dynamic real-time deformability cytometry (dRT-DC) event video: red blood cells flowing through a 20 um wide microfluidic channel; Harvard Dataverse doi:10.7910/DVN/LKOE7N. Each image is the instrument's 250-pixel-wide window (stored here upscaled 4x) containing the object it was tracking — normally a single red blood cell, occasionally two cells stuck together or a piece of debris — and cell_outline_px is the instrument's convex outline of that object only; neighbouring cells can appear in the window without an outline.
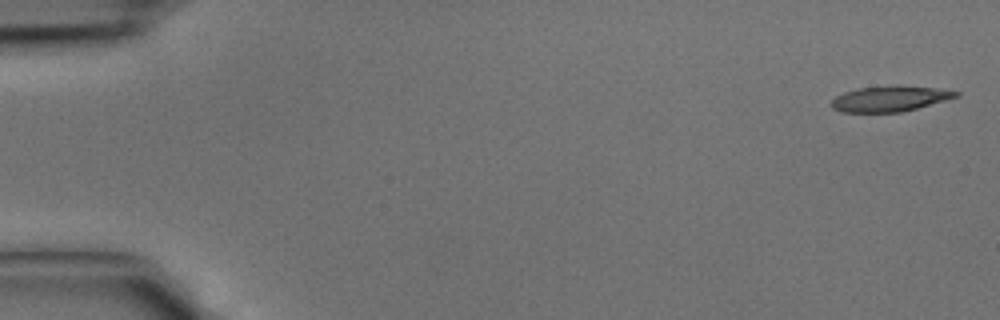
{"species": "common noctule bat (a hibernating species)", "species_latin": "Nyctalus noctula", "temperature_condition": "cold", "stored_images_in_passage": 42, "camera_frame_rate_fps": 3000, "um_per_image_px": 0.085, "animal": {"sex": "male", "body_mass_g": 15.6}, "frame": {"image": 1, "passage_image": 1, "time_ms": 0.0, "image_size_px": [1000, 320], "cell_outline_px": [[960, 96], [916, 108], [900, 112], [844, 112], [832, 108], [832, 100], [836, 96], [844, 92], [856, 88], [900, 84], [936, 88], [960, 92]], "centroid_in_image_um": [75.65, 8.37], "position_along_channel_um": 9.4, "area_um2": 18.61}}
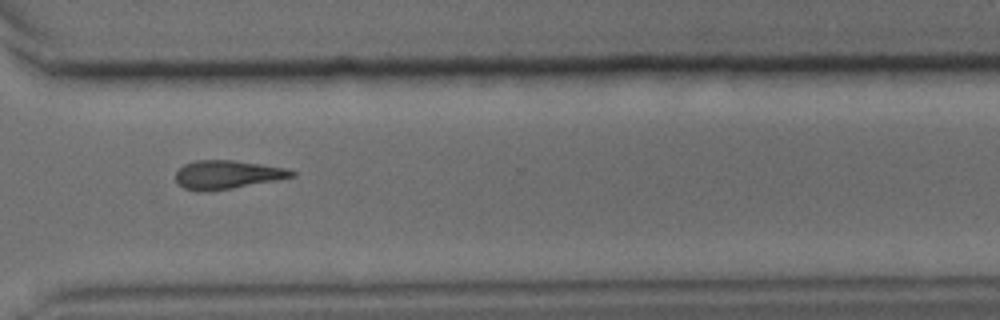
{"frame": {"image": 2, "passage_image": 31, "time_ms": 10.0, "image_size_px": [1000, 320], "cell_outline_px": [[296, 176], [276, 180], [232, 188], [208, 192], [196, 192], [184, 188], [176, 180], [176, 172], [184, 164], [196, 160], [232, 160], [260, 164], [284, 168], [296, 172]], "centroid_in_image_um": [19.28, 14.85], "position_along_channel_um": 351.3, "area_um2": 19.25}}
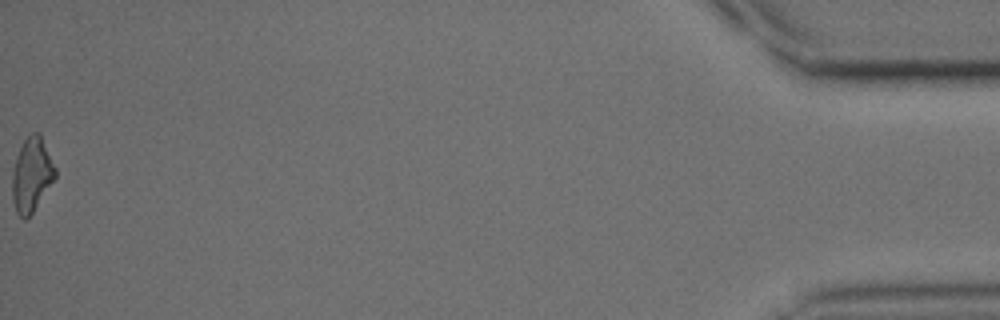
{"frame": {"image": 3, "passage_image": 42, "time_ms": 13.667, "image_size_px": [1000, 320], "cell_outline_px": [[56, 176], [32, 212], [24, 220], [16, 212], [12, 196], [12, 172], [20, 148], [24, 140], [32, 132], [40, 132], [56, 168]], "centroid_in_image_um": [2.69, 14.82], "position_along_channel_um": 432.5, "area_um2": 18.26}}